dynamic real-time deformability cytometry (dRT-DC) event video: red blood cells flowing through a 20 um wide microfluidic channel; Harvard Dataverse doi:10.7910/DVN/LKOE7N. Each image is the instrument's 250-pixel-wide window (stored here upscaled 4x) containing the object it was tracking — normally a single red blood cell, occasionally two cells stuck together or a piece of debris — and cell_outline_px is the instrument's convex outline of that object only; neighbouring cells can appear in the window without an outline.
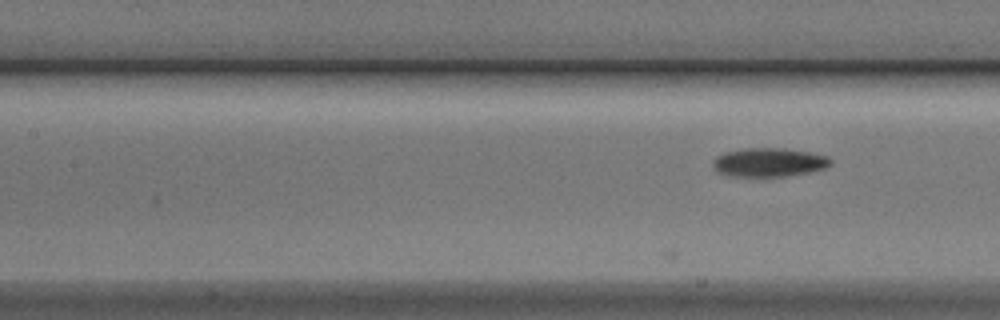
{"species": "Egyptian fruit bat (a non-hibernating species)", "species_latin": "Rousettus aegyptiacus", "temperature_condition": "cold", "stored_images_in_passage": 9, "camera_frame_rate_fps": 3000, "um_per_image_px": 0.085, "animal": {"sex": "male"}, "frame": {"image": 1, "passage_image": 6, "time_ms": 1.667, "image_size_px": [1000, 320], "cell_outline_px": [[832, 164], [824, 168], [808, 172], [788, 176], [728, 176], [716, 172], [712, 164], [712, 160], [716, 156], [724, 152], [744, 148], [784, 148], [808, 152], [828, 156], [832, 160]], "centroid_in_image_um": [65.32, 13.79], "position_along_channel_um": 142.1, "area_um2": 19.88}}